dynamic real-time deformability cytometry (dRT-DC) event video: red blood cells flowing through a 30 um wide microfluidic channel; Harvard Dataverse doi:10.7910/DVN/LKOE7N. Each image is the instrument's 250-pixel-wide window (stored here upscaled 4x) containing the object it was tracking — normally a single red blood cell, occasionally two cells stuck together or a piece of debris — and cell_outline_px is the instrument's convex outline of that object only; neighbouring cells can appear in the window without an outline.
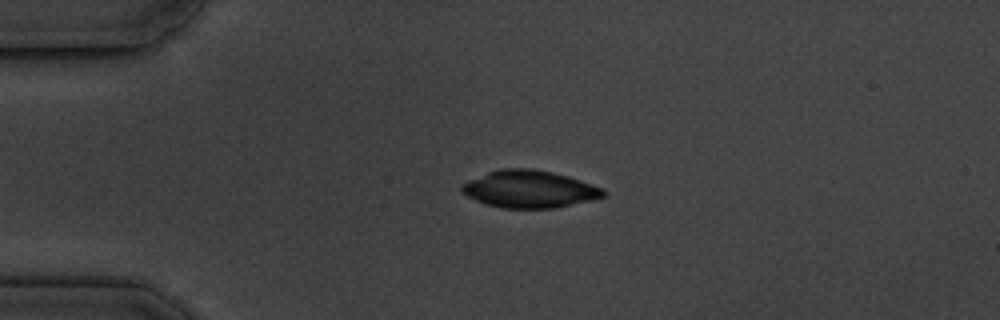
{"species": "common noctule bat (a hibernating species)", "species_latin": "Nyctalus noctula", "temperature_condition": "cold", "stored_images_in_passage": 4, "camera_frame_rate_fps": 3000, "um_per_image_px": 0.085, "animal": {"sex": "male", "body_mass_g": 19.5, "forearm_length_mm": 54.6}, "frame": {"image": 1, "passage_image": 3, "time_ms": 3.0, "image_size_px": [1000, 320], "cell_outline_px": [[608, 196], [556, 208], [504, 208], [488, 204], [476, 200], [460, 192], [460, 184], [468, 180], [488, 172], [500, 168], [532, 168], [552, 172], [568, 176], [604, 188], [608, 192]], "centroid_in_image_um": [45.02, 16.07], "position_along_channel_um": 40.0, "area_um2": 30.98}}